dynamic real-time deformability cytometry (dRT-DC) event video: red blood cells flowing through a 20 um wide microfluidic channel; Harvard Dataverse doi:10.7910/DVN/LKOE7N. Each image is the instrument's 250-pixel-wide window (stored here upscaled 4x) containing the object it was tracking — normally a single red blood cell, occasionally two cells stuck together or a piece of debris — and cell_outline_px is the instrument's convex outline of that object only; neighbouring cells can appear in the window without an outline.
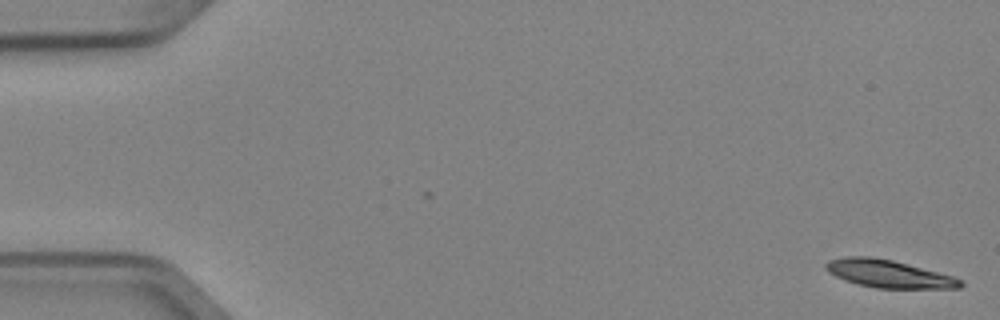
{"species": "Egyptian fruit bat (a non-hibernating species)", "species_latin": "Rousettus aegyptiacus", "temperature_condition": "cold", "stored_images_in_passage": 51, "camera_frame_rate_fps": 3000, "um_per_image_px": 0.085, "animal": {"sex": "female"}, "frame": {"image": 1, "passage_image": 1, "time_ms": 0.0, "image_size_px": [1000, 320], "cell_outline_px": [[964, 284], [960, 288], [876, 288], [844, 280], [828, 272], [824, 268], [824, 264], [828, 260], [848, 256], [872, 256], [892, 260], [952, 276], [960, 280]], "centroid_in_image_um": [75.48, 23.26], "position_along_channel_um": 9.5, "area_um2": 21.5}}
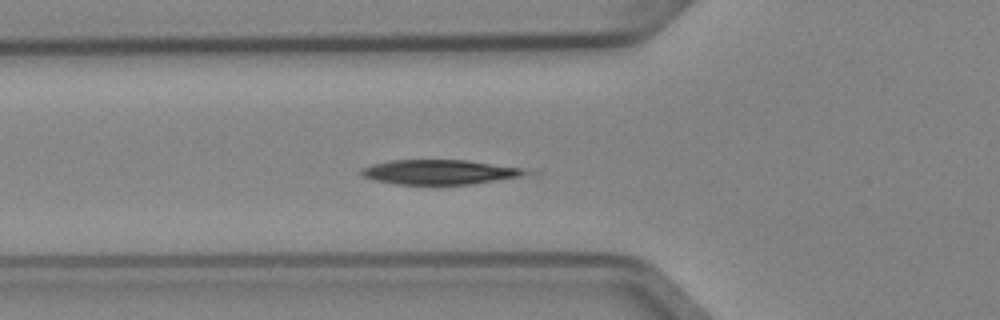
{"frame": {"image": 2, "passage_image": 18, "time_ms": 5.667, "image_size_px": [1000, 320], "cell_outline_px": [[540, 172], [520, 176], [472, 184], [396, 184], [376, 180], [364, 176], [360, 172], [360, 168], [372, 164], [392, 160], [468, 160], [520, 168]], "centroid_in_image_um": [37.4, 14.62], "position_along_channel_um": 88.4, "area_um2": 23.52}}
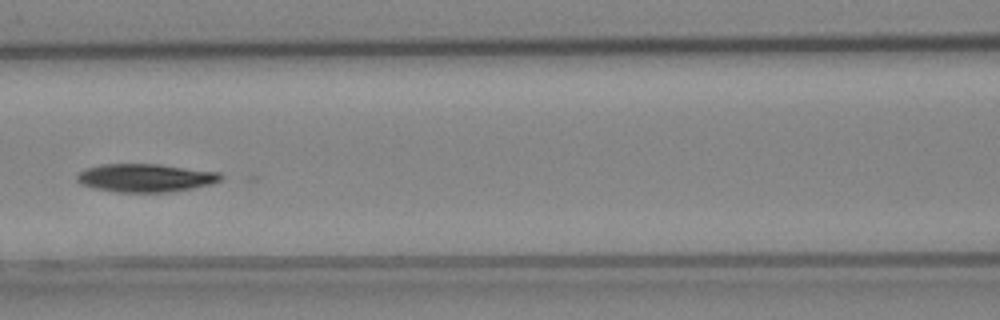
{"frame": {"image": 3, "passage_image": 23, "time_ms": 7.333, "image_size_px": [1000, 320], "cell_outline_px": [[224, 180], [212, 184], [192, 188], [168, 192], [116, 192], [92, 188], [80, 184], [76, 180], [76, 176], [80, 172], [88, 168], [100, 164], [160, 164], [220, 172], [224, 176]], "centroid_in_image_um": [12.4, 15.12], "position_along_channel_um": 154.2, "area_um2": 23.87}}